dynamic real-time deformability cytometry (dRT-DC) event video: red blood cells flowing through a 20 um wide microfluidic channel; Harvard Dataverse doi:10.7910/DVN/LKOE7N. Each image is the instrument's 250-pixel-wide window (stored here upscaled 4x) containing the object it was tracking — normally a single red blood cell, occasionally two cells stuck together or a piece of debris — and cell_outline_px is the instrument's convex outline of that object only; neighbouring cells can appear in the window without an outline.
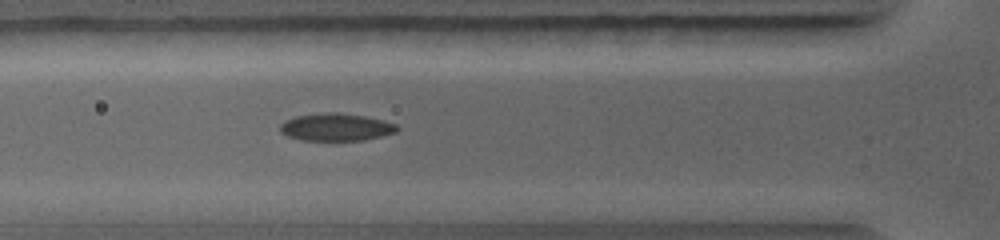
{"species": "common noctule bat (a hibernating species)", "species_latin": "Nyctalus noctula", "temperature_condition": "warm", "stored_images_in_passage": 13, "camera_frame_rate_fps": 5000, "um_per_image_px": 0.085, "animal": {"sex": "female", "body_mass_g": 19.0, "forearm_length_mm": 56.7}, "frame": {"image": 1, "passage_image": 5, "time_ms": 3.0, "image_size_px": [1000, 240], "cell_outline_px": [[400, 128], [396, 132], [364, 140], [300, 140], [288, 136], [280, 132], [280, 124], [284, 120], [296, 116], [328, 112], [336, 112], [364, 116], [384, 120], [396, 124]], "centroid_in_image_um": [28.56, 10.8], "position_along_channel_um": 97.2, "area_um2": 18.73}}
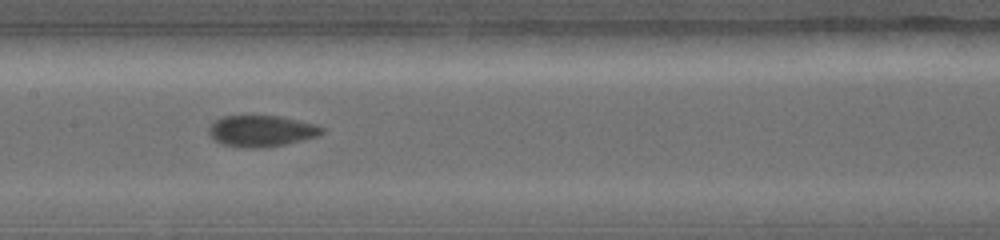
{"frame": {"image": 2, "passage_image": 10, "time_ms": 4.8, "image_size_px": [1000, 240], "cell_outline_px": [[324, 132], [320, 136], [288, 144], [260, 148], [244, 148], [224, 144], [216, 140], [208, 132], [208, 128], [216, 120], [224, 116], [280, 116], [316, 124], [324, 128]], "centroid_in_image_um": [22.28, 11.14], "position_along_channel_um": 185.1, "area_um2": 20.63}}
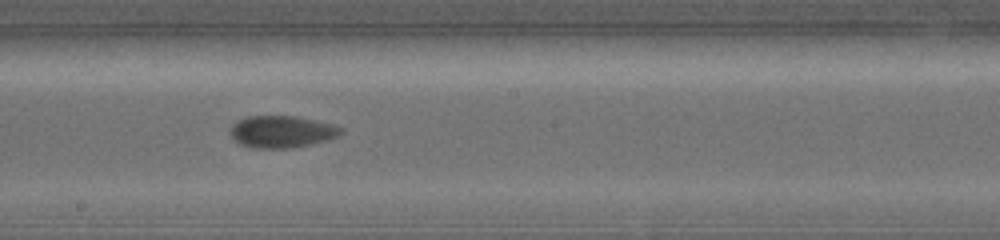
{"frame": {"image": 3, "passage_image": 12, "time_ms": 5.6, "image_size_px": [1000, 240], "cell_outline_px": [[344, 132], [340, 136], [328, 140], [312, 144], [292, 148], [252, 148], [240, 144], [228, 132], [232, 124], [248, 116], [296, 116], [336, 124], [344, 128]], "centroid_in_image_um": [24.02, 11.19], "position_along_channel_um": 224.2, "area_um2": 20.98}}